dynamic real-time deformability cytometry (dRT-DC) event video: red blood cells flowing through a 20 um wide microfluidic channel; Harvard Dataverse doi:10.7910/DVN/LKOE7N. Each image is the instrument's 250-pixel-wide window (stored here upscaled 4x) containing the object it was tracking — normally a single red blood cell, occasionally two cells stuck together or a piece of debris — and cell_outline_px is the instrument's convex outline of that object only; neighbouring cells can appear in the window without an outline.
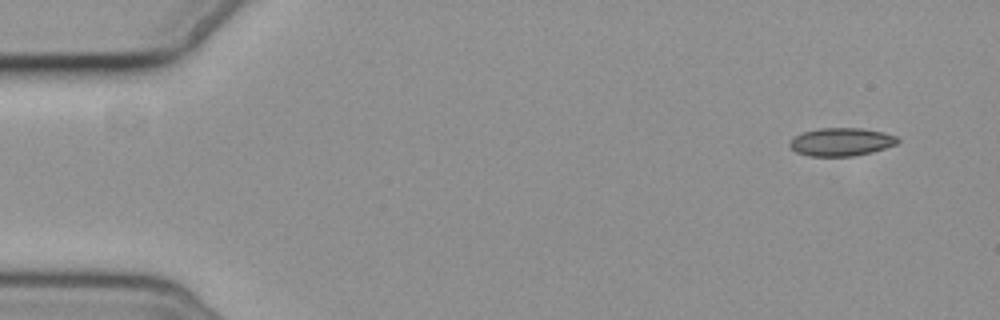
{"species": "common noctule bat (a hibernating species)", "species_latin": "Nyctalus noctula", "temperature_condition": "cold", "stored_images_in_passage": 14, "camera_frame_rate_fps": 3000, "um_per_image_px": 0.085, "animal": {"sex": "female", "body_mass_g": 19.3, "forearm_length_mm": 54.1}, "frame": {"image": 1, "passage_image": 1, "time_ms": 0.0, "image_size_px": [1000, 320], "cell_outline_px": [[900, 140], [896, 144], [872, 152], [852, 156], [808, 156], [796, 152], [788, 144], [796, 136], [804, 132], [820, 128], [860, 128], [880, 132], [896, 136]], "centroid_in_image_um": [71.5, 12.07], "position_along_channel_um": 13.5, "area_um2": 17.4}}
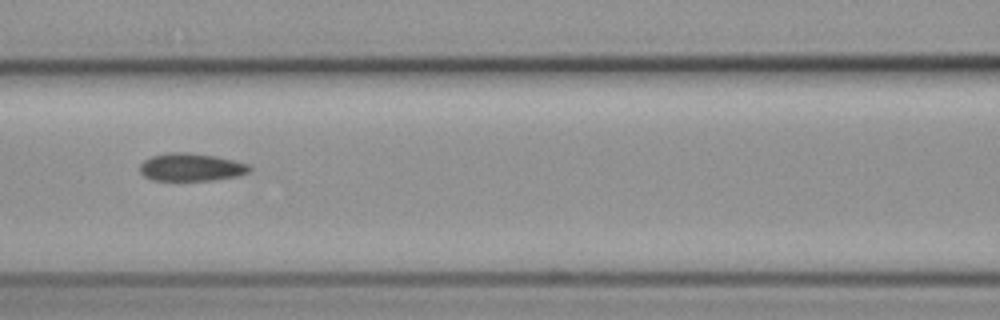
{"frame": {"image": 2, "passage_image": 6, "time_ms": 7.0, "image_size_px": [1000, 320], "cell_outline_px": [[252, 168], [248, 172], [236, 176], [212, 180], [152, 180], [144, 176], [140, 172], [140, 164], [144, 160], [152, 156], [168, 152], [188, 152], [216, 156], [248, 164]], "centroid_in_image_um": [16.22, 14.2], "position_along_channel_um": 150.4, "area_um2": 17.69}}
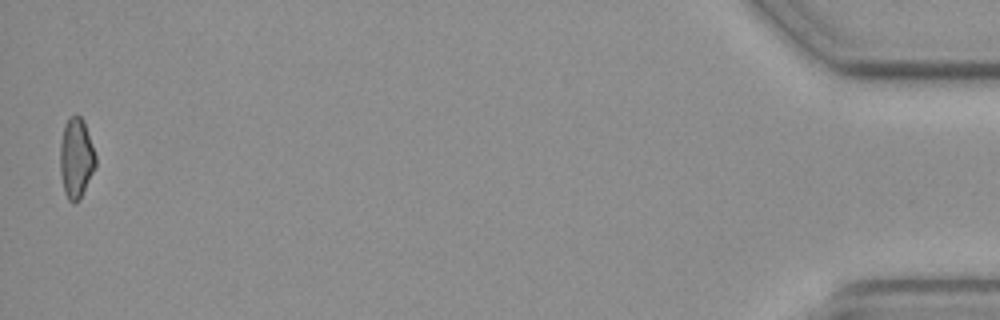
{"frame": {"image": 3, "passage_image": 14, "time_ms": 17.333, "image_size_px": [1000, 320], "cell_outline_px": [[96, 168], [80, 200], [72, 204], [68, 200], [64, 192], [60, 172], [60, 144], [64, 124], [76, 112], [84, 120], [96, 156]], "centroid_in_image_um": [6.48, 13.46], "position_along_channel_um": 428.7, "area_um2": 16.94}, "authors_computed_cell_mechanics": {"area_um2": 17.4845, "velocity_mm_per_s": 3.6825, "shape_relaxation_time_tau1_ms": null, "shape_relaxation_time_tau2_ms": 1.8521, "deformation_change_tau1": null, "deformation_change_tau2": 0.0673}}